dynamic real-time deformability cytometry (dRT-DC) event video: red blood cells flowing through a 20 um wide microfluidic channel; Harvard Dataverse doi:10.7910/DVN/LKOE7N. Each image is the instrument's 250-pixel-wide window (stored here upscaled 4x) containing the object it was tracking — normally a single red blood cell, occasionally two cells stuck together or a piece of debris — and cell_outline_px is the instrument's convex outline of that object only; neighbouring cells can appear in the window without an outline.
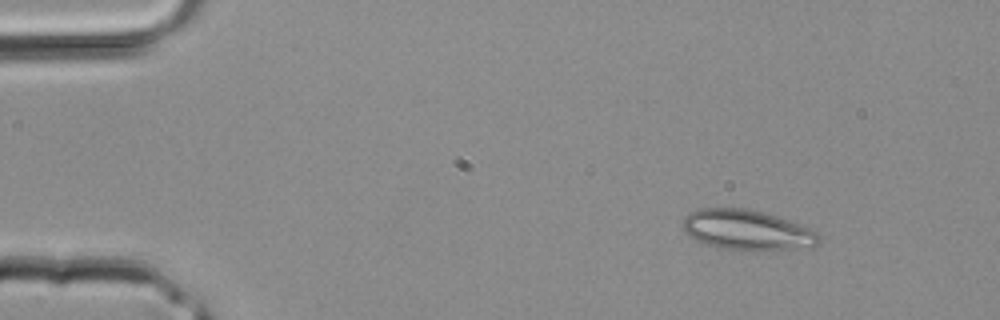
{"species": "common noctule bat (a hibernating species)", "species_latin": "Nyctalus noctula", "temperature_condition": "room temperature", "stored_images_in_passage": 2, "camera_frame_rate_fps": 3000, "um_per_image_px": 0.085, "animal": {"sex": "male", "body_mass_g": 20.4}, "frame": {"image": 1, "passage_image": 2, "time_ms": 0.333, "image_size_px": [1000, 320], "cell_outline_px": [[820, 244], [788, 248], [720, 248], [708, 244], [684, 232], [680, 224], [684, 216], [688, 212], [700, 208], [744, 208], [764, 212], [776, 216], [808, 228], [816, 232], [820, 236]], "centroid_in_image_um": [63.4, 19.49], "position_along_channel_um": 21.6, "area_um2": 30.75}}